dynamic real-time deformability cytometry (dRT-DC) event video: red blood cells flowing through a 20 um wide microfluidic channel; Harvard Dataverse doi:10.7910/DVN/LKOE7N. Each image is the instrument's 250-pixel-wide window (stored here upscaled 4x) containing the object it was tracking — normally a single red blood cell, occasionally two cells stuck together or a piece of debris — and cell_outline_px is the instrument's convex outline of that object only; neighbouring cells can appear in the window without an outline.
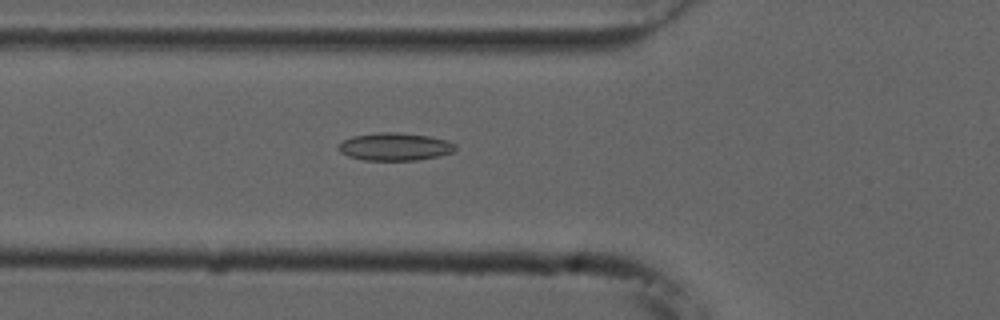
{"species": "common noctule bat (a hibernating species)", "species_latin": "Nyctalus noctula", "temperature_condition": "cold", "stored_images_in_passage": 47, "camera_frame_rate_fps": 3000, "um_per_image_px": 0.085, "animal": {"sex": "male", "forearm_length_mm": 52.5}, "frame": {"image": 1, "passage_image": 12, "time_ms": 3.667, "image_size_px": [1000, 320], "cell_outline_px": [[456, 148], [452, 152], [440, 156], [416, 160], [364, 160], [348, 156], [340, 152], [336, 148], [344, 140], [352, 136], [380, 132], [396, 132], [428, 136], [444, 140], [456, 144]], "centroid_in_image_um": [33.54, 12.47], "position_along_channel_um": 92.3, "area_um2": 18.79}}
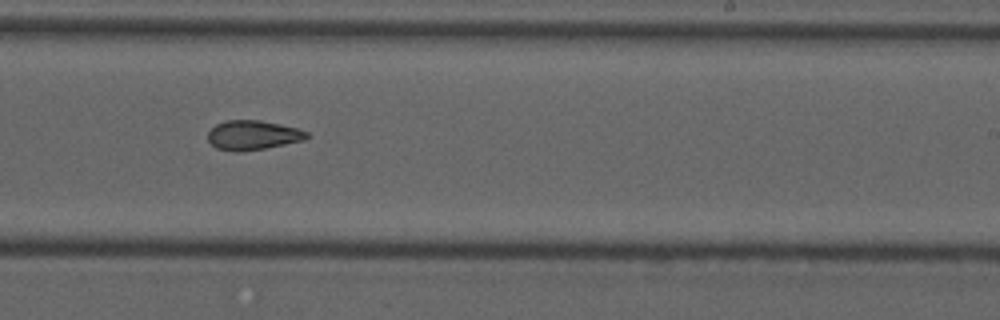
{"frame": {"image": 2, "passage_image": 26, "time_ms": 8.333, "image_size_px": [1000, 320], "cell_outline_px": [[308, 136], [304, 140], [264, 148], [240, 152], [232, 152], [216, 148], [208, 140], [208, 132], [216, 124], [228, 120], [260, 120], [280, 124], [296, 128], [308, 132]], "centroid_in_image_um": [21.46, 11.49], "position_along_channel_um": 267.5, "area_um2": 16.88}}
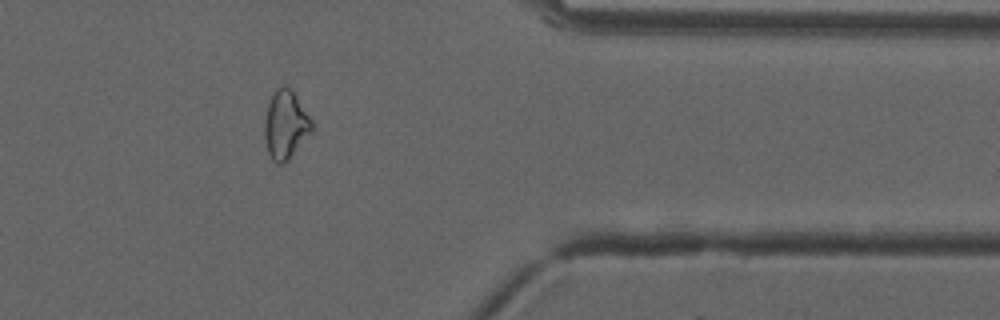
{"frame": {"image": 3, "passage_image": 37, "time_ms": 12.0, "image_size_px": [1000, 320], "cell_outline_px": [[312, 132], [288, 160], [280, 164], [276, 164], [272, 160], [268, 152], [264, 136], [264, 120], [268, 104], [276, 88], [288, 88], [296, 96], [312, 120]], "centroid_in_image_um": [24.26, 10.66], "position_along_channel_um": 387.1, "area_um2": 18.55}, "authors_computed_cell_mechanics": {"area_um2": 18.3226, "velocity_mm_per_s": 3.7502, "shape_relaxation_time_tau1_ms": null, "shape_relaxation_time_tau2_ms": 3.6874, "deformation_change_tau1": null, "deformation_change_tau2": 0.1124}}